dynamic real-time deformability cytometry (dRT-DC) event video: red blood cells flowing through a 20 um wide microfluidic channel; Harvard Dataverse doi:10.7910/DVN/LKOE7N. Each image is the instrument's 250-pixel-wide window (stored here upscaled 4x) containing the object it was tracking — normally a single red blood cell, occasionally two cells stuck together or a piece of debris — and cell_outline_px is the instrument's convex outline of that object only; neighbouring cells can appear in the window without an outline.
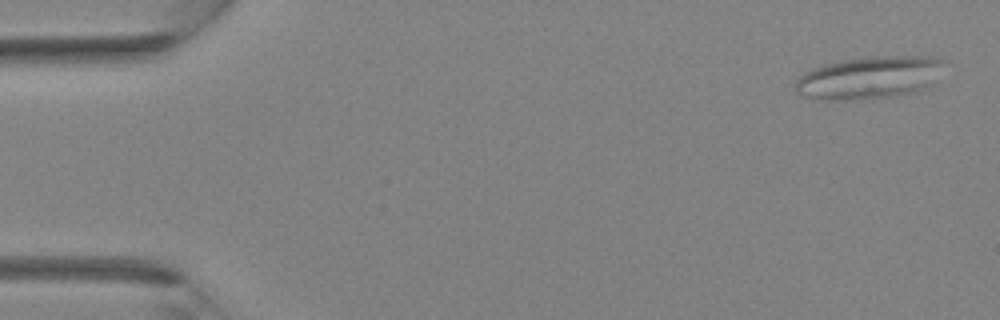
{"species": "Egyptian fruit bat (a non-hibernating species)", "species_latin": "Rousettus aegyptiacus", "temperature_condition": "room temperature", "stored_images_in_passage": 8, "camera_frame_rate_fps": 3000, "um_per_image_px": 0.085, "animal": {"sex": "female"}, "frame": {"image": 1, "passage_image": 1, "time_ms": 0.0, "image_size_px": [1000, 320], "cell_outline_px": [[944, 60], [932, 84], [928, 88], [916, 92], [896, 96], [864, 100], [820, 100], [796, 92], [796, 80], [804, 72], [812, 68], [824, 64], [844, 60], [868, 56], [932, 56]], "centroid_in_image_um": [73.89, 6.61], "position_along_channel_um": 11.1, "area_um2": 37.11}}